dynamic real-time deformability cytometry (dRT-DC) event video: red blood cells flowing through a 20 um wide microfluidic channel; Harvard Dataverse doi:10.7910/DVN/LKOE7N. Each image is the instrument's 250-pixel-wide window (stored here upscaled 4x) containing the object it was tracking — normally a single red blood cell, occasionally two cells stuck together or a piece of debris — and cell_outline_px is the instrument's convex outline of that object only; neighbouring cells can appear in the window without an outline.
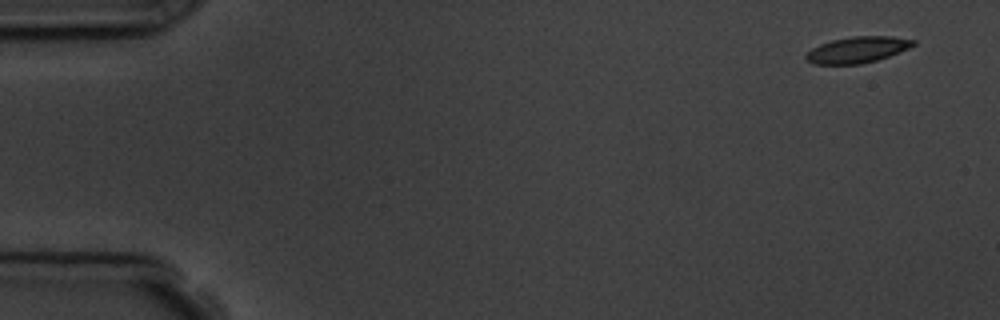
{"species": "common noctule bat (a hibernating species)", "species_latin": "Nyctalus noctula", "temperature_condition": "room temperature", "stored_images_in_passage": 16, "camera_frame_rate_fps": 3000, "um_per_image_px": 0.085, "animal": {"sex": "male", "body_mass_g": 19.5, "forearm_length_mm": 54.6}, "frame": {"image": 1, "passage_image": 1, "time_ms": 0.0, "image_size_px": [1000, 320], "cell_outline_px": [[916, 44], [908, 48], [888, 56], [876, 60], [860, 64], [812, 64], [804, 56], [812, 48], [820, 44], [832, 40], [852, 36], [892, 36], [916, 40]], "centroid_in_image_um": [72.88, 4.22], "position_along_channel_um": 12.1, "area_um2": 16.24}}
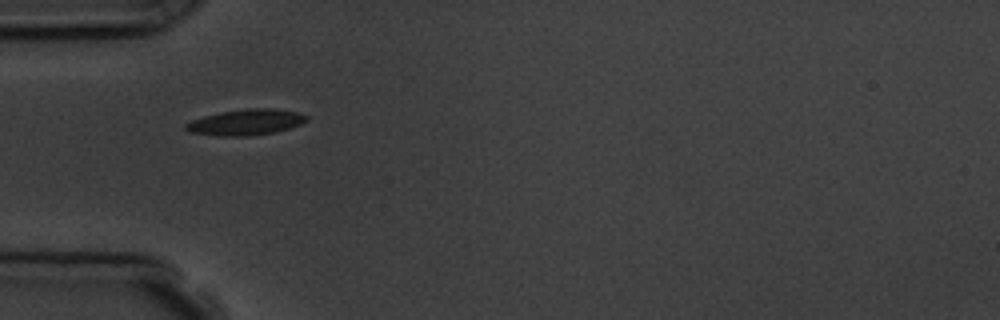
{"frame": {"image": 2, "passage_image": 5, "time_ms": 4.667, "image_size_px": [1000, 320], "cell_outline_px": [[308, 120], [300, 124], [276, 132], [248, 136], [216, 136], [192, 132], [184, 128], [184, 124], [192, 120], [204, 116], [220, 112], [248, 108], [272, 108], [300, 112], [308, 116]], "centroid_in_image_um": [20.92, 10.38], "position_along_channel_um": 64.1, "area_um2": 18.26}}
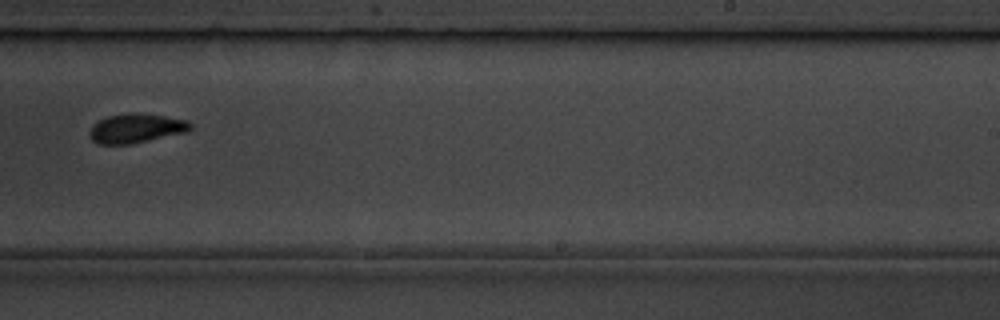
{"frame": {"image": 3, "passage_image": 10, "time_ms": 10.333, "image_size_px": [1000, 320], "cell_outline_px": [[192, 128], [188, 132], [132, 144], [100, 144], [92, 140], [88, 136], [88, 132], [92, 124], [108, 116], [132, 112], [136, 112], [164, 116], [188, 120], [192, 124]], "centroid_in_image_um": [11.57, 10.91], "position_along_channel_um": 277.4, "area_um2": 17.46}, "authors_computed_cell_mechanics": {"area_um2": 17.0799, "velocity_mm_per_s": 3.7816, "shape_relaxation_time_tau1_ms": 1.7225, "shape_relaxation_time_tau2_ms": null, "deformation_change_tau1": 0.0825, "deformation_change_tau2": null}}